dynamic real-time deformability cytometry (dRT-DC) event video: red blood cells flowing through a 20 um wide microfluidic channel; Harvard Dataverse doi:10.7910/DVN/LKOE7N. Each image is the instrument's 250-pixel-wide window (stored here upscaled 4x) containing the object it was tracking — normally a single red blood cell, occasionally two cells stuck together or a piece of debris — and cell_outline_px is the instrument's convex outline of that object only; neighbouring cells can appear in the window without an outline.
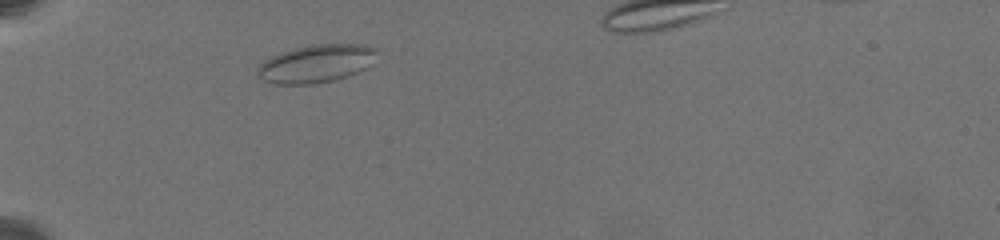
{"species": "common noctule bat (a hibernating species)", "species_latin": "Nyctalus noctula", "temperature_condition": "warm", "stored_images_in_passage": 40, "camera_frame_rate_fps": 3000, "um_per_image_px": 0.085, "animal": {"sex": "female", "body_mass_g": 19.5, "forearm_length_mm": 54.1}, "frame": {"image": 1, "passage_image": 1, "time_ms": 0.0, "image_size_px": [1000, 240], "cell_outline_px": [[376, 52], [364, 68], [356, 72], [336, 80], [312, 84], [276, 84], [264, 80], [256, 72], [256, 68], [264, 60], [280, 52], [312, 44], [364, 44], [376, 48]], "centroid_in_image_um": [26.81, 5.4], "position_along_channel_um": 58.2, "area_um2": 26.01}}
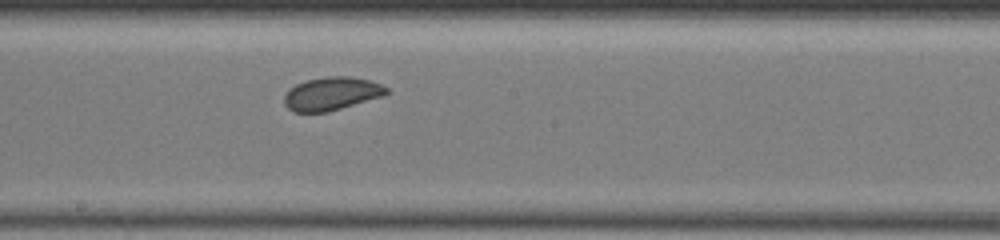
{"frame": {"image": 2, "passage_image": 22, "time_ms": 5.333, "image_size_px": [1000, 240], "cell_outline_px": [[392, 92], [384, 96], [328, 112], [292, 112], [284, 104], [284, 96], [288, 88], [304, 80], [328, 76], [348, 76], [372, 80], [388, 88]], "centroid_in_image_um": [28.2, 7.96], "position_along_channel_um": 220.0, "area_um2": 20.17}}
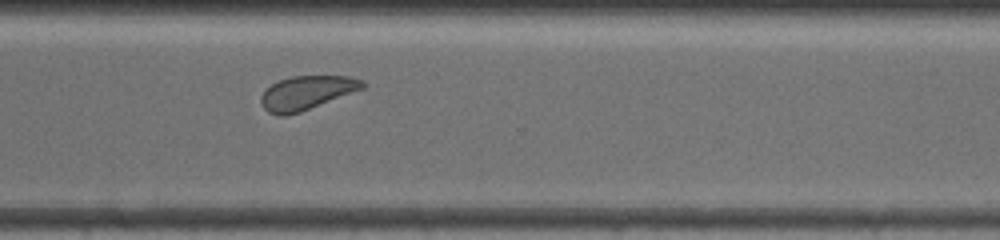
{"frame": {"image": 3, "passage_image": 39, "time_ms": 9.0, "image_size_px": [1000, 240], "cell_outline_px": [[364, 88], [300, 112], [284, 116], [280, 116], [268, 112], [260, 104], [260, 96], [272, 84], [280, 80], [292, 76], [348, 76], [364, 80]], "centroid_in_image_um": [26.05, 7.89], "position_along_channel_um": 344.6, "area_um2": 19.83}}